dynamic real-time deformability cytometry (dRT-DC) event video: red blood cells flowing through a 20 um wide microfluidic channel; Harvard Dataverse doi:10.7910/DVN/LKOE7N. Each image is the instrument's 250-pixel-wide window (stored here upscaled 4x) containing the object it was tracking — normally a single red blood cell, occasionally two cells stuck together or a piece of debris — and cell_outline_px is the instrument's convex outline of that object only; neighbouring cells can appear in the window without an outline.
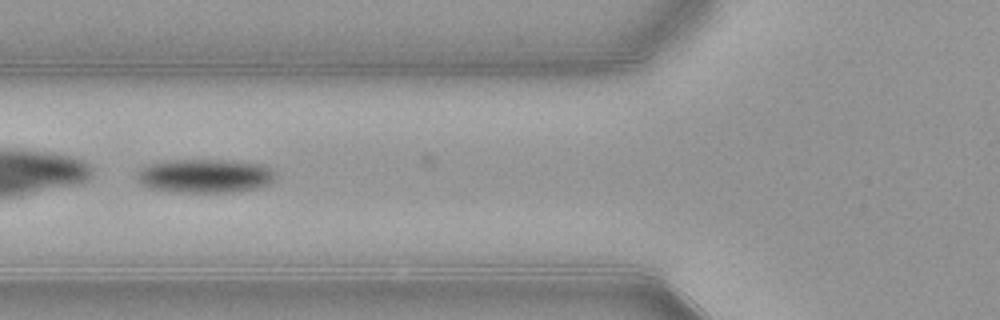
{"species": "common noctule bat (a hibernating species)", "species_latin": "Nyctalus noctula", "temperature_condition": "warm", "stored_images_in_passage": 51, "camera_frame_rate_fps": 3000, "um_per_image_px": 0.085, "animal": {"sex": "female", "body_mass_g": 21.9}, "frame": {"image": 1, "passage_image": 20, "time_ms": 6.333, "image_size_px": [1000, 320], "cell_outline_px": [[276, 176], [268, 184], [256, 188], [232, 192], [180, 192], [148, 188], [140, 184], [136, 180], [136, 172], [140, 168], [152, 164], [172, 160], [224, 160], [260, 164], [268, 168]], "centroid_in_image_um": [17.35, 14.96], "position_along_channel_um": 108.4, "area_um2": 27.05}}
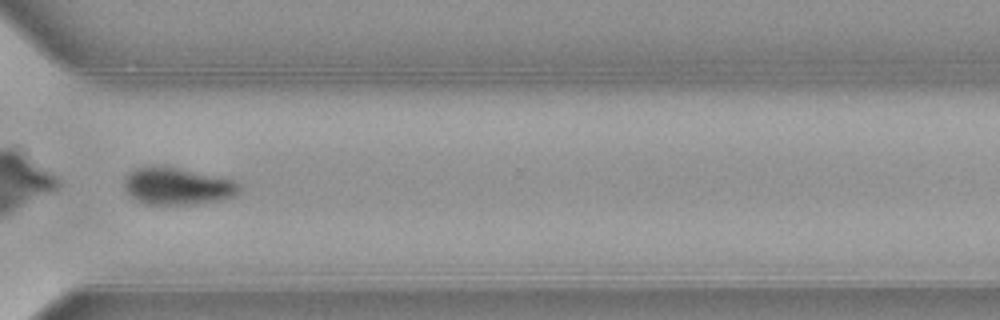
{"frame": {"image": 2, "passage_image": 39, "time_ms": 12.667, "image_size_px": [1000, 320], "cell_outline_px": [[240, 192], [232, 196], [220, 200], [192, 204], [144, 204], [136, 200], [124, 188], [124, 180], [128, 172], [136, 168], [176, 168], [220, 176], [236, 180], [240, 184]], "centroid_in_image_um": [15.12, 15.84], "position_along_channel_um": 355.5, "area_um2": 24.51}, "authors_computed_cell_mechanics": {"area_um2": 27.8596, "velocity_mm_per_s": 3.8988, "shape_relaxation_time_tau1_ms": 2.2668, "shape_relaxation_time_tau2_ms": null, "deformation_change_tau1": 0.1101, "deformation_change_tau2": null}}